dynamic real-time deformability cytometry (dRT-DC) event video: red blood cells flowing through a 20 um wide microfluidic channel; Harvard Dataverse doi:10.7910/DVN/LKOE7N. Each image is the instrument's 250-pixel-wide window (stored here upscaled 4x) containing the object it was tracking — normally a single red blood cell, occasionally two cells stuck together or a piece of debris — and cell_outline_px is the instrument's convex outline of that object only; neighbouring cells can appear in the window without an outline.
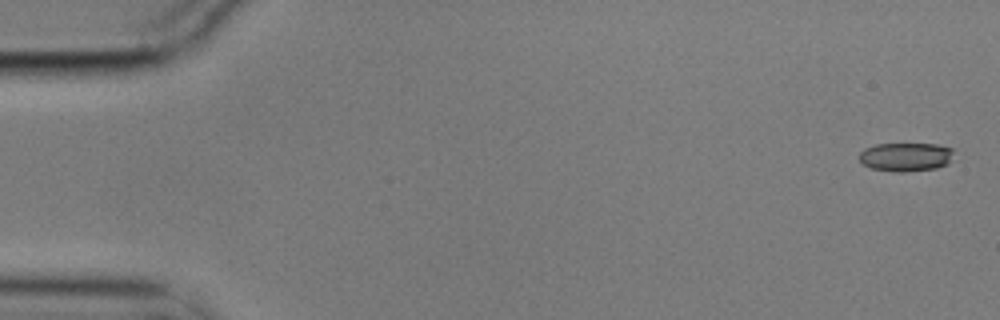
{"species": "common noctule bat (a hibernating species)", "species_latin": "Nyctalus noctula", "temperature_condition": "cold", "stored_images_in_passage": 5, "camera_frame_rate_fps": 3000, "um_per_image_px": 0.085, "animal": {"sex": "male", "body_mass_g": 17.9}, "frame": {"image": 1, "passage_image": 1, "time_ms": 0.0, "image_size_px": [1000, 320], "cell_outline_px": [[952, 152], [948, 164], [936, 168], [904, 172], [892, 172], [872, 168], [864, 164], [860, 160], [860, 152], [864, 148], [876, 144], [936, 144], [952, 148]], "centroid_in_image_um": [76.97, 13.34], "position_along_channel_um": 8.0, "area_um2": 15.72}}
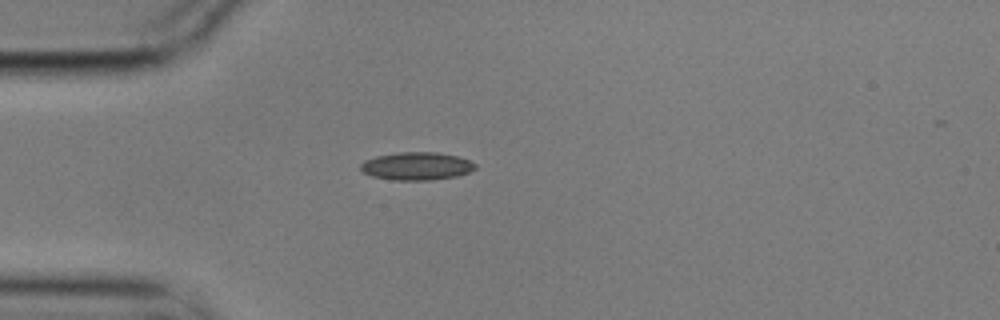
{"frame": {"image": 2, "passage_image": 5, "time_ms": 1.333, "image_size_px": [1000, 320], "cell_outline_px": [[476, 168], [468, 172], [456, 176], [432, 180], [396, 180], [372, 176], [364, 172], [360, 168], [360, 164], [364, 160], [376, 156], [400, 152], [436, 152], [456, 156], [468, 160], [476, 164]], "centroid_in_image_um": [35.4, 14.12], "position_along_channel_um": 49.6, "area_um2": 18.5}}